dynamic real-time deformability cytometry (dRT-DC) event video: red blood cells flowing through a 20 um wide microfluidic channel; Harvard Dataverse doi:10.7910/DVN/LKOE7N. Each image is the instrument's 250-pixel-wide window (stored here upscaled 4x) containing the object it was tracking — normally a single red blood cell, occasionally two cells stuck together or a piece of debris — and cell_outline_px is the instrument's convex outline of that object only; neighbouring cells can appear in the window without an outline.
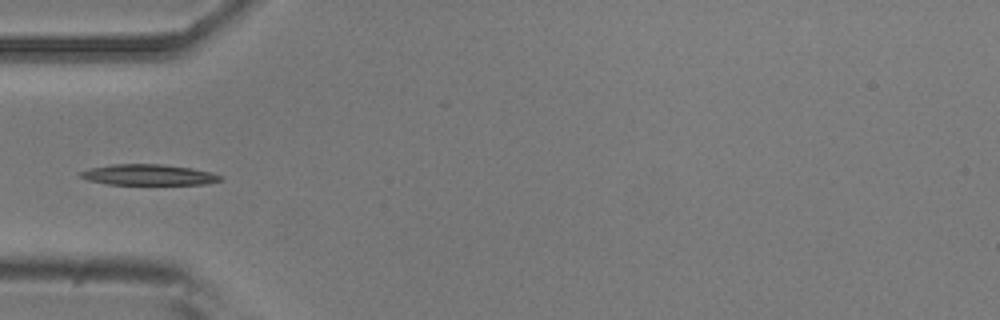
{"species": "common noctule bat (a hibernating species)", "species_latin": "Nyctalus noctula", "temperature_condition": "room temperature", "stored_images_in_passage": 36, "camera_frame_rate_fps": 3000, "um_per_image_px": 0.085, "animal": {"sex": "male", "body_mass_g": 20.5, "forearm_length_mm": 52.5}, "frame": {"image": 1, "passage_image": 1, "time_ms": 0.0, "image_size_px": [1000, 320], "cell_outline_px": [[224, 180], [208, 184], [108, 184], [88, 180], [80, 176], [80, 172], [92, 168], [112, 164], [164, 164], [192, 168], [212, 172], [224, 176]], "centroid_in_image_um": [12.72, 14.85], "position_along_channel_um": 72.3, "area_um2": 16.99}}
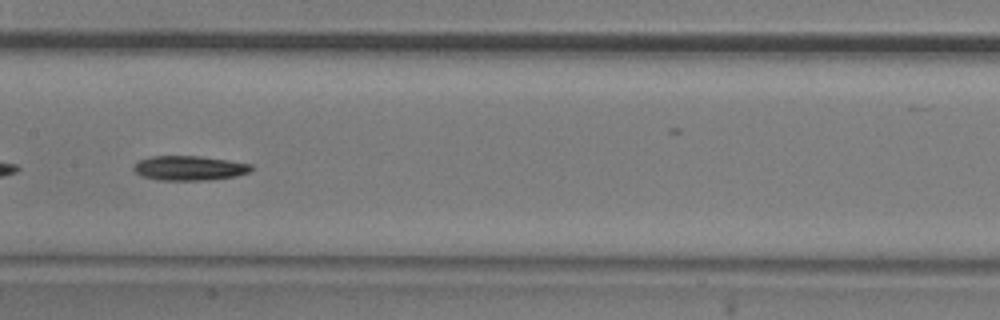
{"frame": {"image": 2, "passage_image": 10, "time_ms": 3.0, "image_size_px": [1000, 320], "cell_outline_px": [[252, 168], [248, 172], [236, 176], [208, 180], [156, 180], [140, 176], [132, 168], [140, 160], [152, 156], [200, 156], [228, 160], [252, 164]], "centroid_in_image_um": [16.08, 14.29], "position_along_channel_um": 191.3, "area_um2": 16.82}}
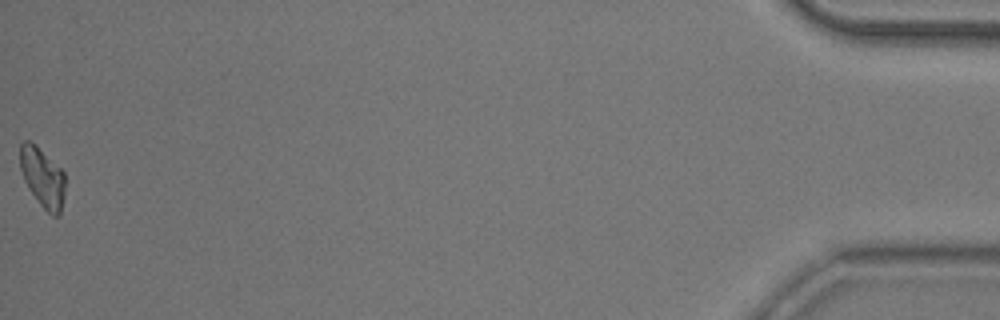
{"frame": {"image": 3, "passage_image": 36, "time_ms": 11.667, "image_size_px": [1000, 320], "cell_outline_px": [[64, 196], [60, 216], [52, 216], [40, 204], [28, 188], [24, 180], [20, 168], [20, 144], [24, 140], [28, 140], [36, 144], [64, 172]], "centroid_in_image_um": [3.61, 15.08], "position_along_channel_um": 431.6, "area_um2": 15.66}}